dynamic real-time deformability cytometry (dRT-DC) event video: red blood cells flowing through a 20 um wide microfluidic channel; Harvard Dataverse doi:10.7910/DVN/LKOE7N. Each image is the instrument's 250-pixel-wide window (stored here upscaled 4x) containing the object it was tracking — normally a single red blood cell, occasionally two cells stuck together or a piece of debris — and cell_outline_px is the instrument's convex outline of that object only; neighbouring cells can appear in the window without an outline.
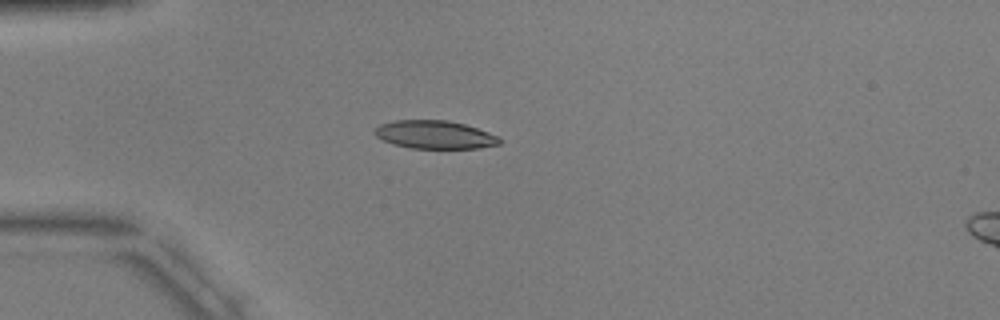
{"species": "common noctule bat (a hibernating species)", "species_latin": "Nyctalus noctula", "temperature_condition": "warm", "stored_images_in_passage": 2, "camera_frame_rate_fps": 3000, "um_per_image_px": 0.085, "animal": {"sex": "male", "body_mass_g": 17.9, "forearm_length_mm": 54.2}, "frame": {"image": 1, "passage_image": 1, "time_ms": 0.0, "image_size_px": [1000, 320], "cell_outline_px": [[500, 144], [480, 148], [412, 148], [392, 144], [376, 136], [376, 128], [380, 124], [396, 120], [448, 120], [464, 124], [500, 136]], "centroid_in_image_um": [36.98, 11.45], "position_along_channel_um": 48.0, "area_um2": 20.35}}